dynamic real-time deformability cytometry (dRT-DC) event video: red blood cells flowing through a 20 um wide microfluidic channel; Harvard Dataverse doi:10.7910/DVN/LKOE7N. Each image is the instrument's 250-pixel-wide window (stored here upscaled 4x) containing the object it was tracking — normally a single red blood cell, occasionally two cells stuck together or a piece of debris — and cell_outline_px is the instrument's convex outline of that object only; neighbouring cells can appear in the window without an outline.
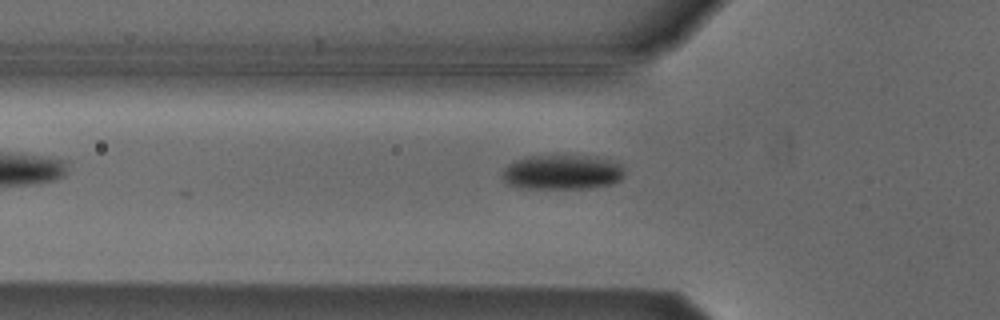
{"species": "Egyptian fruit bat (a non-hibernating species)", "species_latin": "Rousettus aegyptiacus", "temperature_condition": "cold", "stored_images_in_passage": 6, "camera_frame_rate_fps": 3000, "um_per_image_px": 0.085, "animal": {"sex": "male"}, "frame": {"image": 1, "passage_image": 5, "time_ms": 5.667, "image_size_px": [1000, 320], "cell_outline_px": [[624, 176], [620, 180], [612, 184], [588, 188], [524, 188], [508, 184], [500, 176], [504, 168], [508, 164], [524, 156], [596, 156], [620, 164], [624, 168]], "centroid_in_image_um": [47.78, 14.63], "position_along_channel_um": 78.0, "area_um2": 24.8}}
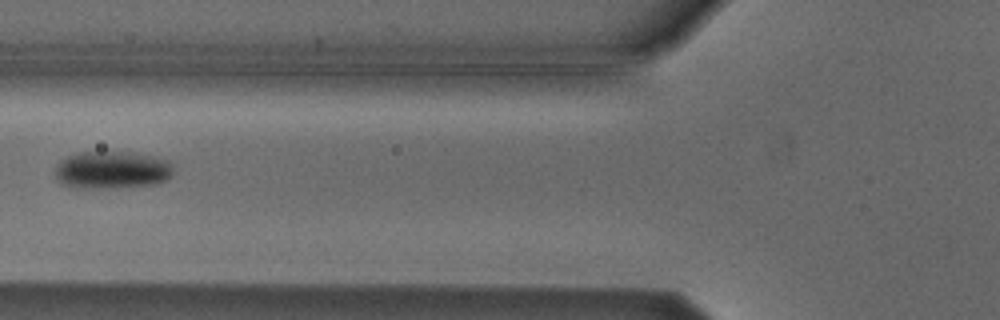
{"frame": {"image": 2, "passage_image": 6, "time_ms": 6.667, "image_size_px": [1000, 320], "cell_outline_px": [[172, 176], [168, 180], [152, 184], [116, 188], [80, 188], [60, 184], [56, 176], [56, 168], [60, 160], [76, 152], [132, 152], [152, 156], [168, 160], [172, 164]], "centroid_in_image_um": [9.52, 14.45], "position_along_channel_um": 116.3, "area_um2": 26.07}}